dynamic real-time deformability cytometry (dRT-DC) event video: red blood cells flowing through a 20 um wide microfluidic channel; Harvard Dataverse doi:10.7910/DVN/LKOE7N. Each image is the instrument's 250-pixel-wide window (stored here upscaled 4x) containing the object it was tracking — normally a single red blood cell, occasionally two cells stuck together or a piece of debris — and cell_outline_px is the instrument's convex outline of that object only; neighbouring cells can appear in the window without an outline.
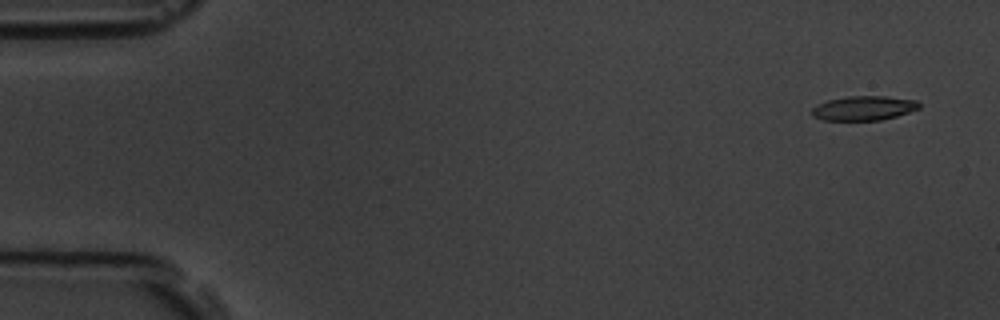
{"species": "common noctule bat (a hibernating species)", "species_latin": "Nyctalus noctula", "temperature_condition": "room temperature", "stored_images_in_passage": 5, "camera_frame_rate_fps": 3000, "um_per_image_px": 0.085, "animal": {"sex": "male", "body_mass_g": 19.5, "forearm_length_mm": 54.6}, "frame": {"image": 1, "passage_image": 1, "time_ms": 0.0, "image_size_px": [1000, 320], "cell_outline_px": [[920, 108], [896, 116], [880, 120], [824, 120], [812, 116], [812, 108], [816, 104], [828, 100], [848, 96], [884, 96], [916, 100], [920, 104]], "centroid_in_image_um": [73.4, 9.19], "position_along_channel_um": 11.6, "area_um2": 15.2}}
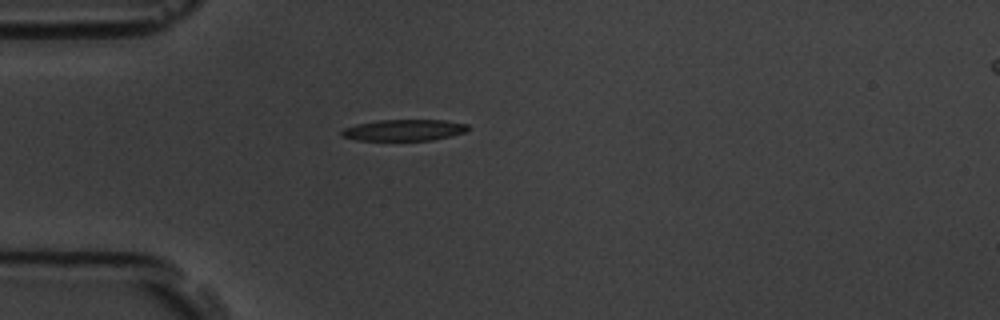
{"frame": {"image": 2, "passage_image": 4, "time_ms": 4.333, "image_size_px": [1000, 320], "cell_outline_px": [[468, 128], [464, 132], [432, 140], [356, 140], [340, 136], [340, 132], [344, 128], [356, 124], [380, 120], [444, 120], [468, 124]], "centroid_in_image_um": [34.29, 11.05], "position_along_channel_um": 50.7, "area_um2": 15.55}}